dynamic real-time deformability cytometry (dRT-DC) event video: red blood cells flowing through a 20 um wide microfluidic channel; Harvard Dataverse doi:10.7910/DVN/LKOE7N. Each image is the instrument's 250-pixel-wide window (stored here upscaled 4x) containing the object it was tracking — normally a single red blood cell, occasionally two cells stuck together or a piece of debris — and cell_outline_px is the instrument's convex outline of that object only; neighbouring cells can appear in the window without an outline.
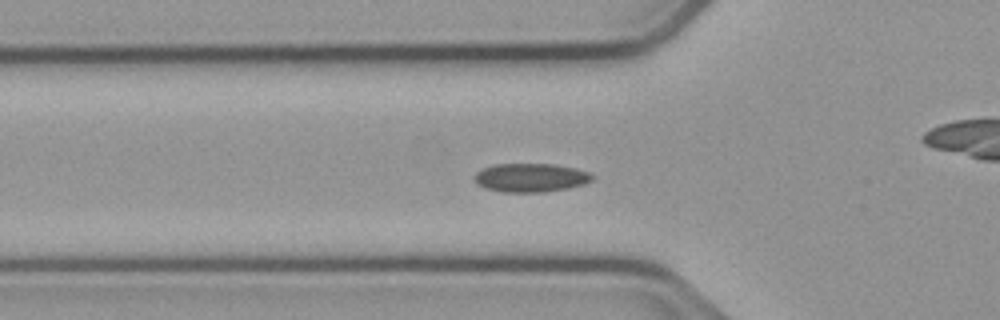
{"species": "common noctule bat (a hibernating species)", "species_latin": "Nyctalus noctula", "temperature_condition": "cold", "stored_images_in_passage": 33, "camera_frame_rate_fps": 3000, "um_per_image_px": 0.085, "animal": {"sex": "male", "body_mass_g": 23.1, "forearm_length_mm": 52.7}, "frame": {"image": 1, "passage_image": 7, "time_ms": 2.0, "image_size_px": [1000, 320], "cell_outline_px": [[596, 176], [592, 180], [584, 184], [568, 188], [544, 192], [504, 192], [484, 188], [476, 184], [472, 176], [480, 168], [492, 164], [552, 164], [576, 168], [588, 172]], "centroid_in_image_um": [45.06, 15.1], "position_along_channel_um": 80.7, "area_um2": 20.0}}
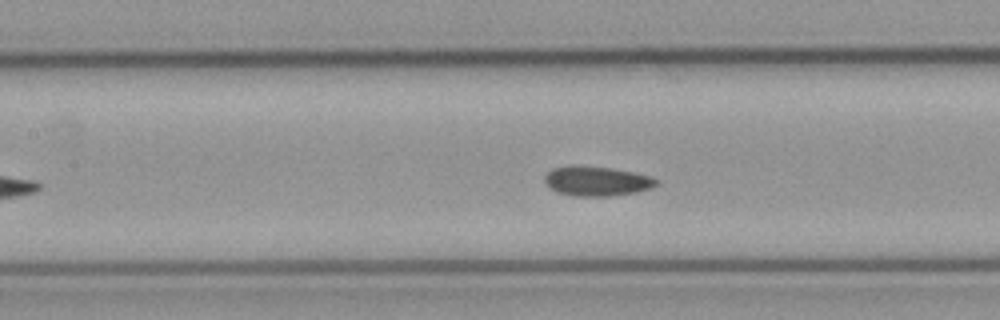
{"frame": {"image": 2, "passage_image": 13, "time_ms": 4.0, "image_size_px": [1000, 320], "cell_outline_px": [[660, 180], [652, 188], [636, 192], [608, 196], [572, 196], [556, 192], [548, 188], [544, 184], [544, 176], [552, 168], [568, 164], [576, 164], [612, 168], [652, 176]], "centroid_in_image_um": [50.66, 15.38], "position_along_channel_um": 156.7, "area_um2": 19.83}}
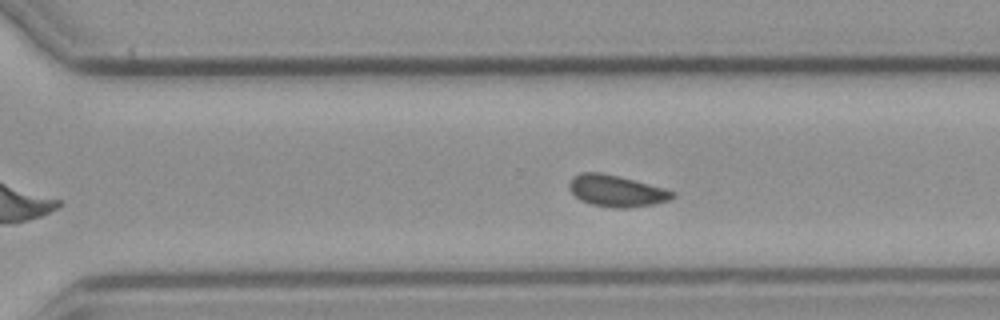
{"frame": {"image": 3, "passage_image": 26, "time_ms": 8.333, "image_size_px": [1000, 320], "cell_outline_px": [[676, 196], [672, 200], [656, 204], [628, 208], [612, 208], [592, 204], [580, 200], [568, 188], [568, 184], [572, 176], [584, 172], [600, 172], [664, 188], [676, 192]], "centroid_in_image_um": [52.42, 16.24], "position_along_channel_um": 318.2, "area_um2": 19.02}, "authors_computed_cell_mechanics": {"area_um2": 18.9006, "velocity_mm_per_s": 3.7346, "shape_relaxation_time_tau1_ms": null, "shape_relaxation_time_tau2_ms": 2.6134, "deformation_change_tau1": null, "deformation_change_tau2": 0.051}}